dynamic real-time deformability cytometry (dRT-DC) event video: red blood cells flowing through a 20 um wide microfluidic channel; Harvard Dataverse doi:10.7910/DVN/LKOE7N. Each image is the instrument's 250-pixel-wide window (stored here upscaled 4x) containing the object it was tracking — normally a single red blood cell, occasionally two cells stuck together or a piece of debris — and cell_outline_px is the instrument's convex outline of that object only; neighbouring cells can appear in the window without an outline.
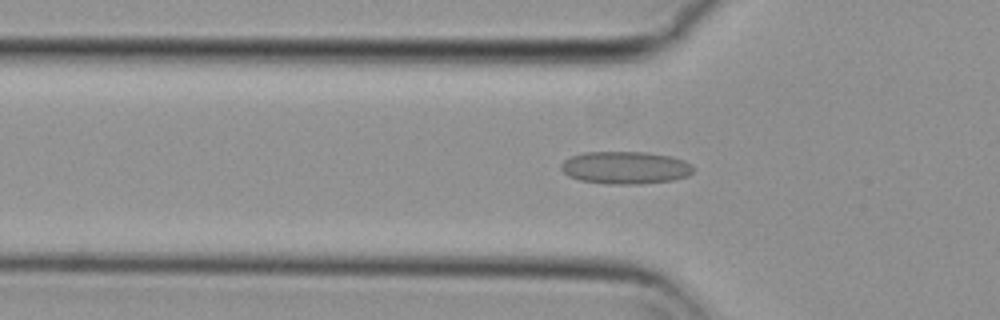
{"species": "common noctule bat (a hibernating species)", "species_latin": "Nyctalus noctula", "temperature_condition": "cold", "stored_images_in_passage": 27, "camera_frame_rate_fps": 3000, "um_per_image_px": 0.085, "animal": {"sex": "female", "body_mass_g": 29.2, "forearm_length_mm": 56.3}, "frame": {"image": 1, "passage_image": 17, "time_ms": 5.333, "image_size_px": [1000, 320], "cell_outline_px": [[692, 172], [688, 176], [672, 180], [640, 184], [604, 184], [580, 180], [568, 176], [560, 168], [560, 164], [564, 160], [572, 156], [584, 152], [648, 152], [668, 156], [684, 160], [692, 168]], "centroid_in_image_um": [53.11, 14.26], "position_along_channel_um": 72.7, "area_um2": 25.03}}
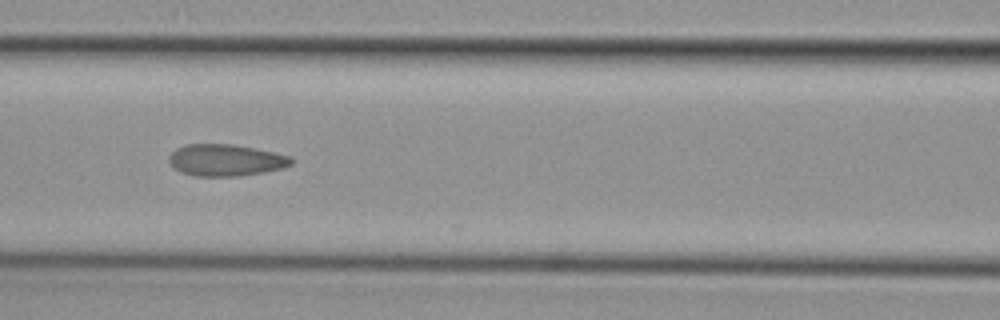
{"frame": {"image": 2, "passage_image": 23, "time_ms": 7.333, "image_size_px": [1000, 320], "cell_outline_px": [[292, 164], [284, 168], [264, 172], [236, 176], [196, 176], [180, 172], [172, 168], [168, 160], [168, 156], [176, 148], [184, 144], [232, 144], [292, 156]], "centroid_in_image_um": [19.14, 13.61], "position_along_channel_um": 147.5, "area_um2": 22.72}}
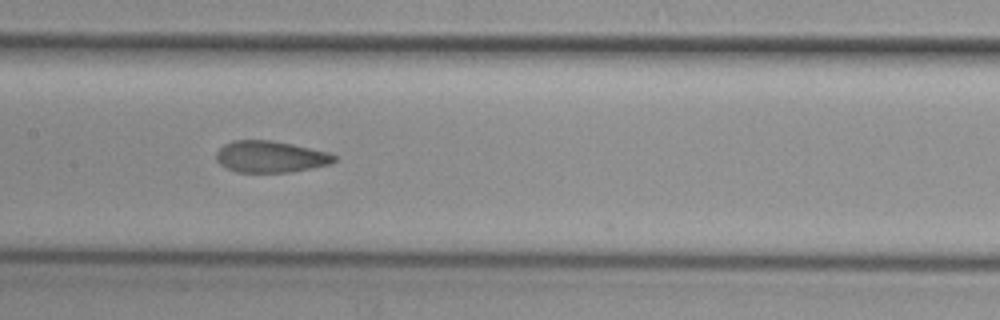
{"frame": {"image": 3, "passage_image": 26, "time_ms": 8.333, "image_size_px": [1000, 320], "cell_outline_px": [[336, 160], [332, 164], [312, 168], [288, 172], [236, 172], [220, 164], [216, 160], [216, 152], [224, 144], [232, 140], [272, 140], [292, 144], [328, 152], [336, 156]], "centroid_in_image_um": [22.99, 13.32], "position_along_channel_um": 184.4, "area_um2": 21.73}}